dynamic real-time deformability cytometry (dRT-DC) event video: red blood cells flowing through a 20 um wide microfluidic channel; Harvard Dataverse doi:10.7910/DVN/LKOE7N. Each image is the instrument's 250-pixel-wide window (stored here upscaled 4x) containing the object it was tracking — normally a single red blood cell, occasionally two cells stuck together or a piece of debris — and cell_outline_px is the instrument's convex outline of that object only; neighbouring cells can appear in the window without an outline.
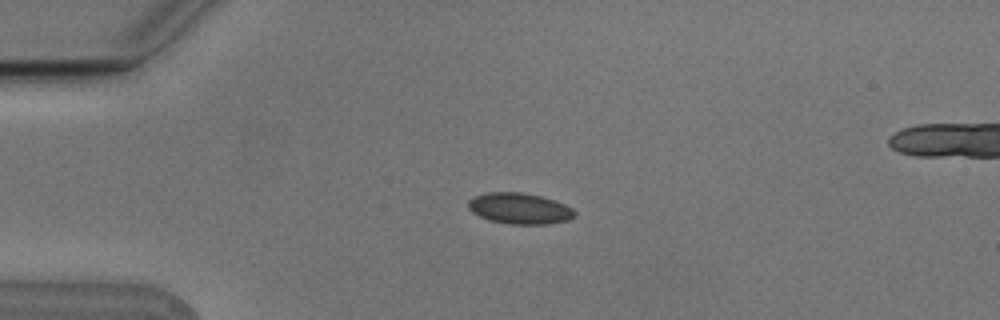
{"species": "Egyptian fruit bat (a non-hibernating species)", "species_latin": "Rousettus aegyptiacus", "temperature_condition": "cold", "stored_images_in_passage": 3, "camera_frame_rate_fps": 3000, "um_per_image_px": 0.085, "animal": {"sex": "male"}, "frame": {"image": 1, "passage_image": 1, "time_ms": 0.0, "image_size_px": [1000, 320], "cell_outline_px": [[576, 216], [568, 220], [548, 224], [508, 224], [488, 220], [472, 212], [468, 208], [468, 200], [476, 196], [488, 192], [520, 192], [540, 196], [564, 204], [572, 208], [576, 212]], "centroid_in_image_um": [44.16, 17.73], "position_along_channel_um": 40.8, "area_um2": 19.19}}